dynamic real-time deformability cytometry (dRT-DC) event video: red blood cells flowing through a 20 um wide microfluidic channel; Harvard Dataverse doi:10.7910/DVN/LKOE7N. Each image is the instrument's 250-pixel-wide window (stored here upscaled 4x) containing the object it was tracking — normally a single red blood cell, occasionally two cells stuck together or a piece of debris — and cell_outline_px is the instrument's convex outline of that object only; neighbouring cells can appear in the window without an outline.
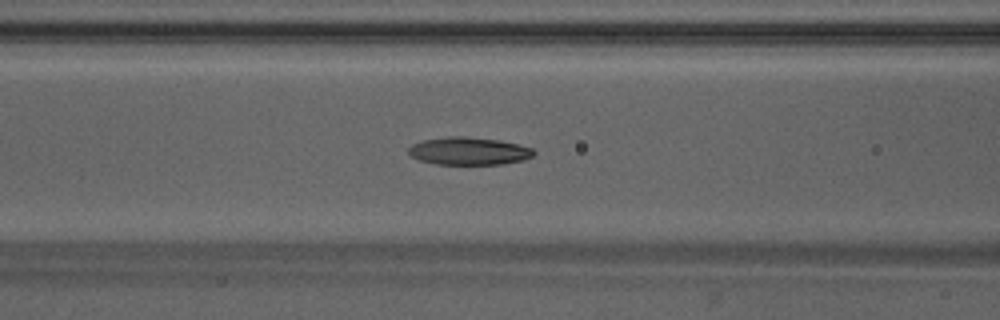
{"species": "Egyptian fruit bat (a non-hibernating species)", "species_latin": "Rousettus aegyptiacus", "temperature_condition": "warm", "stored_images_in_passage": 40, "camera_frame_rate_fps": 3000, "um_per_image_px": 0.085, "animal": {"sex": "male"}, "frame": {"image": 1, "passage_image": 12, "time_ms": 3.667, "image_size_px": [1000, 320], "cell_outline_px": [[536, 152], [532, 156], [524, 160], [504, 164], [436, 164], [420, 160], [412, 156], [408, 152], [408, 148], [412, 144], [424, 140], [448, 136], [464, 136], [500, 140], [532, 148]], "centroid_in_image_um": [39.86, 12.84], "position_along_channel_um": 126.7, "area_um2": 20.17}}
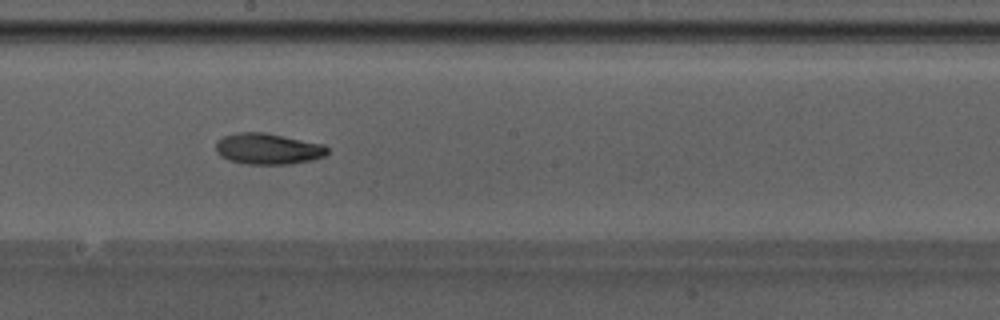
{"frame": {"image": 2, "passage_image": 19, "time_ms": 6.0, "image_size_px": [1000, 320], "cell_outline_px": [[328, 152], [324, 156], [312, 160], [288, 164], [244, 164], [228, 160], [220, 156], [216, 152], [216, 140], [224, 136], [236, 132], [264, 132], [324, 144], [328, 148]], "centroid_in_image_um": [22.75, 12.65], "position_along_channel_um": 225.5, "area_um2": 20.35}}
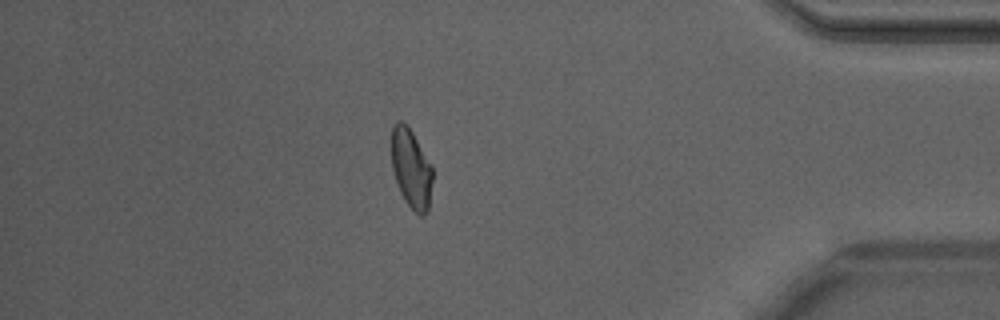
{"frame": {"image": 3, "passage_image": 34, "time_ms": 11.0, "image_size_px": [1000, 320], "cell_outline_px": [[432, 180], [428, 212], [424, 216], [420, 216], [404, 200], [400, 192], [392, 168], [392, 124], [396, 120], [400, 120], [408, 124], [432, 164]], "centroid_in_image_um": [34.96, 14.28], "position_along_channel_um": 400.2, "area_um2": 19.19}, "authors_computed_cell_mechanics": {"area_um2": 19.7387, "velocity_mm_per_s": 4.2327, "shape_relaxation_time_tau1_ms": 6.1268, "shape_relaxation_time_tau2_ms": 2.0494, "deformation_change_tau1": 0.1813, "deformation_change_tau2": 0.0682}}